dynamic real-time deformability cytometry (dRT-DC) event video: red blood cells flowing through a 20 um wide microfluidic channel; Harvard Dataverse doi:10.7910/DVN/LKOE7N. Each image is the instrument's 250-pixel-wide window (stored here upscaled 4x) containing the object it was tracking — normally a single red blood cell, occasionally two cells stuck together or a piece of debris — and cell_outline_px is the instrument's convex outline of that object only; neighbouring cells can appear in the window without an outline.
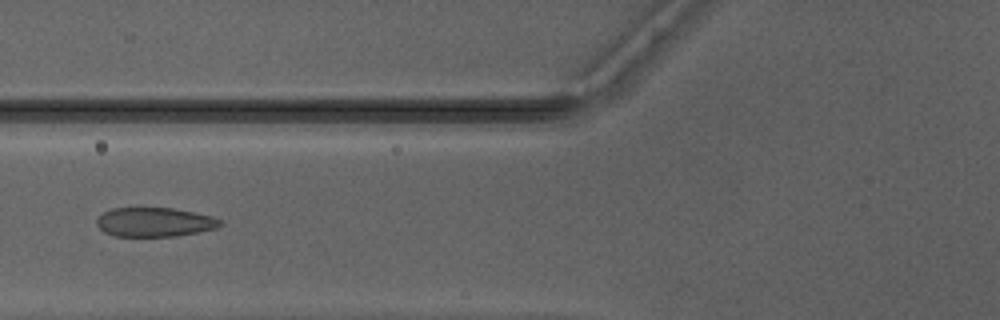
{"species": "Egyptian fruit bat (a non-hibernating species)", "species_latin": "Rousettus aegyptiacus", "temperature_condition": "warm", "stored_images_in_passage": 36, "camera_frame_rate_fps": 3000, "um_per_image_px": 0.085, "animal": {"sex": "male"}, "frame": {"image": 1, "passage_image": 6, "time_ms": 1.667, "image_size_px": [1000, 320], "cell_outline_px": [[220, 224], [216, 228], [176, 236], [116, 236], [104, 232], [96, 224], [96, 220], [104, 212], [112, 208], [176, 208], [212, 216], [220, 220]], "centroid_in_image_um": [13.11, 18.87], "position_along_channel_um": 112.7, "area_um2": 20.81}}
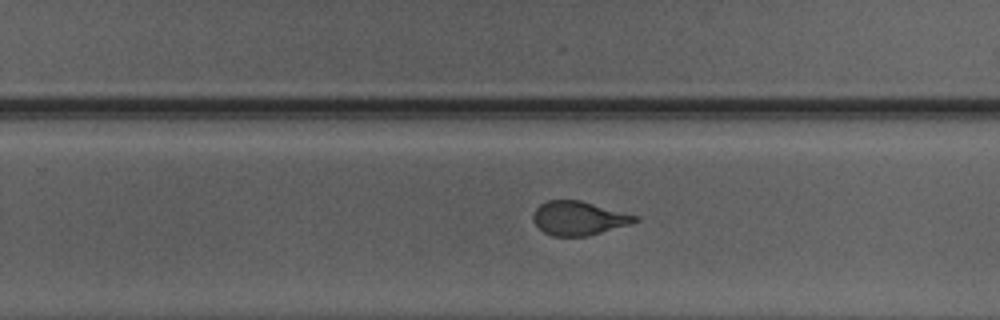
{"frame": {"image": 2, "passage_image": 18, "time_ms": 5.667, "image_size_px": [1000, 320], "cell_outline_px": [[640, 220], [632, 224], [588, 236], [552, 236], [544, 232], [532, 220], [532, 216], [536, 208], [540, 204], [548, 200], [580, 200], [640, 216]], "centroid_in_image_um": [49.23, 18.55], "position_along_channel_um": 280.6, "area_um2": 20.29}}
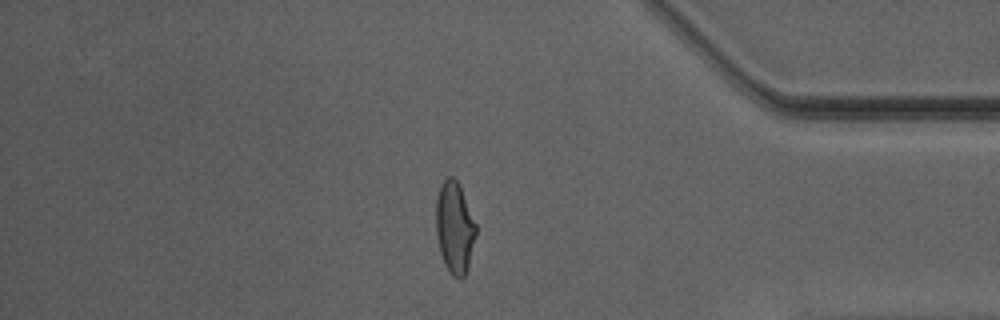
{"frame": {"image": 3, "passage_image": 28, "time_ms": 9.0, "image_size_px": [1000, 320], "cell_outline_px": [[476, 236], [468, 268], [464, 276], [460, 280], [452, 276], [444, 264], [440, 252], [436, 232], [436, 200], [440, 184], [448, 176], [452, 176], [460, 184], [476, 224]], "centroid_in_image_um": [38.64, 19.34], "position_along_channel_um": 396.6, "area_um2": 21.56}}